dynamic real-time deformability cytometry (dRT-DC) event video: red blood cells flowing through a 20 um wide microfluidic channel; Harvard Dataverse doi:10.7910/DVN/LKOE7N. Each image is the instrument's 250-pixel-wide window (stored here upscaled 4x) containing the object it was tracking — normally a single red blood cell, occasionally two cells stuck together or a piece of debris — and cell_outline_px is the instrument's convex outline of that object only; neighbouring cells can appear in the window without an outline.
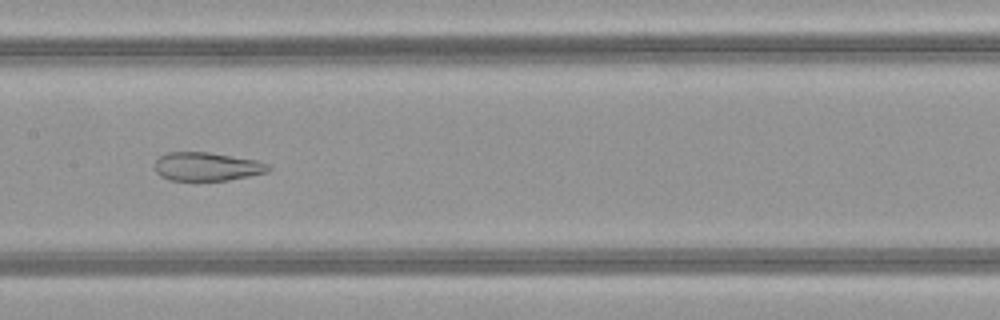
{"species": "common noctule bat (a hibernating species)", "species_latin": "Nyctalus noctula", "temperature_condition": "warm", "stored_images_in_passage": 35, "camera_frame_rate_fps": 3000, "um_per_image_px": 0.085, "animal": {"sex": "female", "body_mass_g": 21.9}, "frame": {"image": 1, "passage_image": 10, "time_ms": 3.0, "image_size_px": [1000, 320], "cell_outline_px": [[272, 168], [268, 172], [228, 180], [168, 180], [160, 176], [156, 172], [156, 160], [160, 156], [168, 152], [208, 152], [256, 160], [268, 164]], "centroid_in_image_um": [17.59, 14.16], "position_along_channel_um": 189.8, "area_um2": 18.79}}
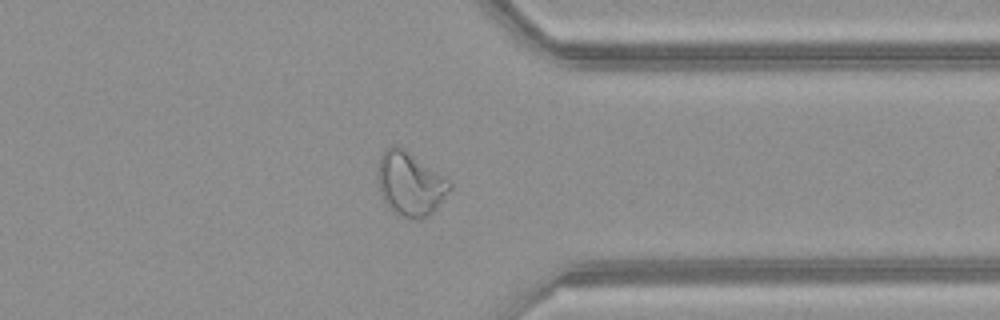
{"frame": {"image": 2, "passage_image": 24, "time_ms": 7.667, "image_size_px": [1000, 320], "cell_outline_px": [[452, 188], [432, 212], [420, 220], [412, 220], [392, 212], [384, 204], [380, 192], [380, 156], [392, 144], [396, 144], [404, 148], [444, 176], [452, 184]], "centroid_in_image_um": [34.88, 15.65], "position_along_channel_um": 376.5, "area_um2": 26.47}}
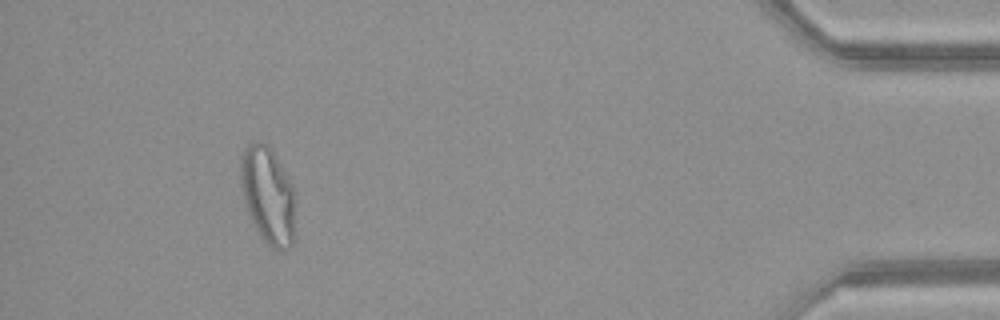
{"frame": {"image": 3, "passage_image": 31, "time_ms": 10.0, "image_size_px": [1000, 320], "cell_outline_px": [[296, 196], [292, 244], [288, 248], [272, 248], [260, 236], [248, 212], [244, 200], [240, 176], [240, 160], [244, 148], [252, 140], [260, 140], [268, 144], [276, 156], [296, 188]], "centroid_in_image_um": [22.79, 16.52], "position_along_channel_um": 412.4, "area_um2": 31.33}, "authors_computed_cell_mechanics": {"area_um2": 23.0044, "velocity_mm_per_s": 4.1106, "shape_relaxation_time_tau1_ms": null, "shape_relaxation_time_tau2_ms": 1.3861, "deformation_change_tau1": null, "deformation_change_tau2": 0.0962}}